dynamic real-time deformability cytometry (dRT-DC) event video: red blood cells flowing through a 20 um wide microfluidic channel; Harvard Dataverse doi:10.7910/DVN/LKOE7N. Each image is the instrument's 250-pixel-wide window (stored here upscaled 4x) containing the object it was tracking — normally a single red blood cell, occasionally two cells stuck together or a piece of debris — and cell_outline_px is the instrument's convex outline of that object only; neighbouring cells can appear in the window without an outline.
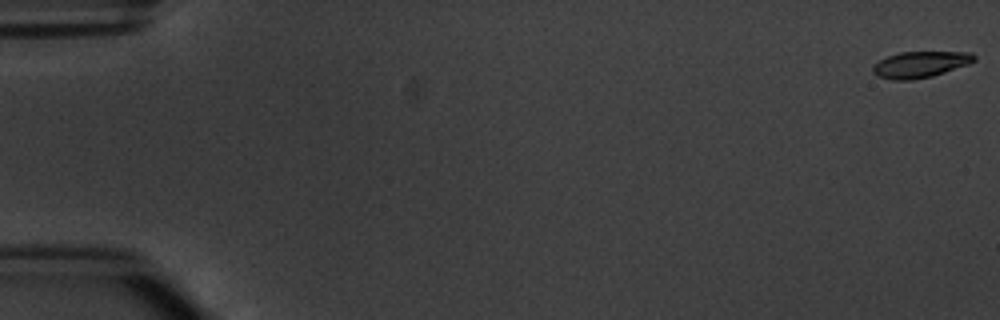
{"species": "common noctule bat (a hibernating species)", "species_latin": "Nyctalus noctula", "temperature_condition": "warm", "stored_images_in_passage": 6, "camera_frame_rate_fps": 3000, "um_per_image_px": 0.085, "animal": {"sex": "male", "body_mass_g": 20.1, "forearm_length_mm": 53.5}, "frame": {"image": 1, "passage_image": 1, "time_ms": 0.0, "image_size_px": [1000, 320], "cell_outline_px": [[976, 60], [968, 64], [932, 76], [912, 80], [892, 80], [876, 76], [872, 72], [872, 64], [888, 56], [900, 52], [972, 52], [976, 56]], "centroid_in_image_um": [78.19, 5.48], "position_along_channel_um": 6.8, "area_um2": 15.55}}
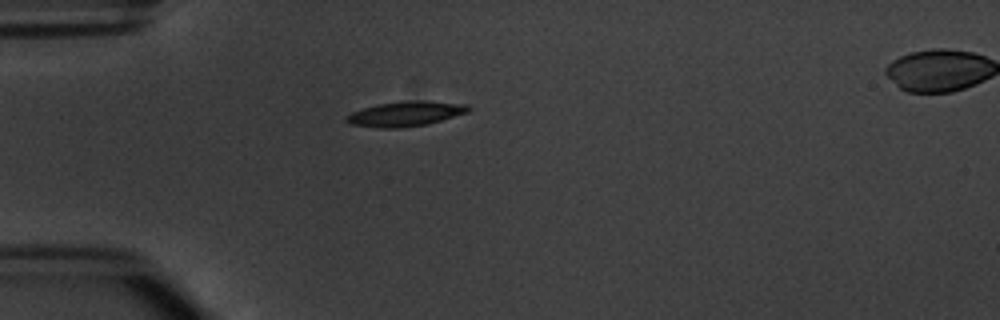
{"frame": {"image": 2, "passage_image": 5, "time_ms": 5.0, "image_size_px": [1000, 320], "cell_outline_px": [[472, 108], [468, 112], [428, 124], [400, 128], [380, 128], [352, 124], [344, 120], [344, 116], [352, 112], [376, 104], [412, 100], [424, 100], [468, 104]], "centroid_in_image_um": [34.49, 9.66], "position_along_channel_um": 50.5, "area_um2": 17.8}}